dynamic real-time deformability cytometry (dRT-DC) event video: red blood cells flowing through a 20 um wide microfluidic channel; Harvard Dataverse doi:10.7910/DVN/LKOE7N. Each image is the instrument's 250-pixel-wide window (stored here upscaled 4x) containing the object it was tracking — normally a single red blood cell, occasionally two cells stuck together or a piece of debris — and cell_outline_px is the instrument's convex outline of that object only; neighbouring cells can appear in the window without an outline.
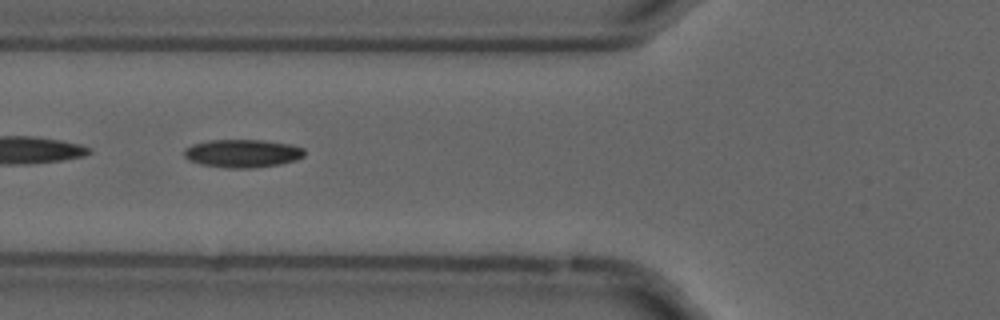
{"species": "common noctule bat (a hibernating species)", "species_latin": "Nyctalus noctula", "temperature_condition": "cold", "stored_images_in_passage": 42, "camera_frame_rate_fps": 3000, "um_per_image_px": 0.085, "animal": {"sex": "male", "forearm_length_mm": 52.5}, "frame": {"image": 1, "passage_image": 7, "time_ms": 2.0, "image_size_px": [1000, 320], "cell_outline_px": [[304, 156], [296, 160], [280, 164], [252, 168], [224, 168], [200, 164], [188, 160], [184, 156], [184, 148], [192, 144], [208, 140], [260, 140], [292, 144], [304, 148]], "centroid_in_image_um": [20.59, 13.04], "position_along_channel_um": 105.2, "area_um2": 19.88}}
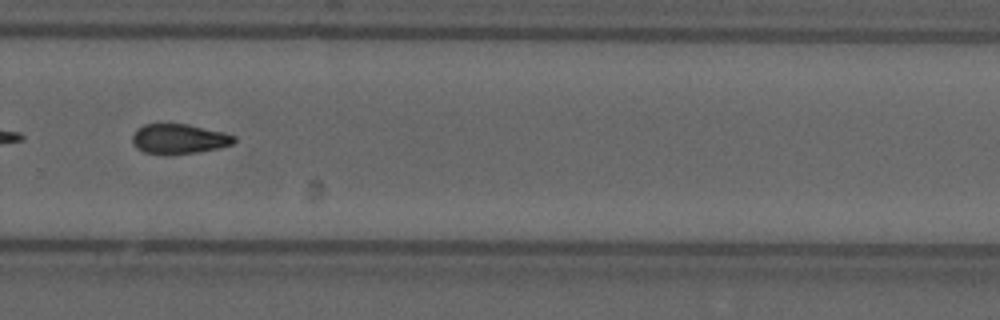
{"frame": {"image": 2, "passage_image": 24, "time_ms": 7.667, "image_size_px": [1000, 320], "cell_outline_px": [[236, 140], [232, 144], [220, 148], [196, 152], [168, 156], [164, 156], [144, 152], [136, 148], [132, 140], [132, 136], [136, 128], [144, 124], [188, 124], [224, 132], [236, 136]], "centroid_in_image_um": [15.2, 11.82], "position_along_channel_um": 314.6, "area_um2": 18.09}}